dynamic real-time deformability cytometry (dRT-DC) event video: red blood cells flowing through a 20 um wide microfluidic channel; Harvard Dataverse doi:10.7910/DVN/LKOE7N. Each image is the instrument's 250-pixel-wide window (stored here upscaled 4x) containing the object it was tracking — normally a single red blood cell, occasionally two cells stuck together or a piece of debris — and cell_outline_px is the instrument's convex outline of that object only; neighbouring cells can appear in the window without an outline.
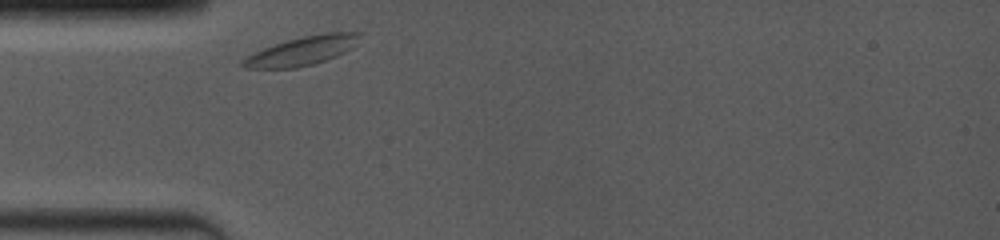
{"species": "common noctule bat (a hibernating species)", "species_latin": "Nyctalus noctula", "temperature_condition": "room temperature", "stored_images_in_passage": 7, "camera_frame_rate_fps": 4000, "um_per_image_px": 0.085, "animal": {"sex": "female", "body_mass_g": 19.0, "forearm_length_mm": 53.3}, "frame": {"image": 1, "passage_image": 1, "time_ms": 0.0, "image_size_px": [1000, 240], "cell_outline_px": [[360, 32], [356, 44], [352, 48], [336, 56], [312, 64], [296, 68], [244, 68], [240, 64], [240, 60], [264, 48], [288, 40], [304, 36], [324, 32]], "centroid_in_image_um": [25.67, 4.32], "position_along_channel_um": 59.3, "area_um2": 19.31}}
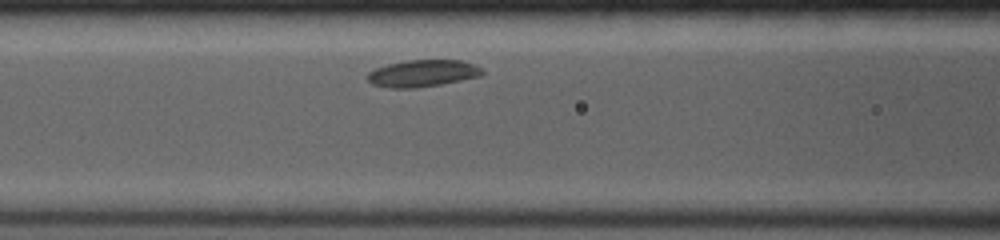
{"frame": {"image": 2, "passage_image": 5, "time_ms": 2.0, "image_size_px": [1000, 240], "cell_outline_px": [[484, 76], [440, 84], [416, 88], [388, 88], [372, 84], [368, 80], [368, 72], [376, 68], [388, 64], [404, 60], [464, 60], [476, 64], [484, 72]], "centroid_in_image_um": [35.96, 6.23], "position_along_channel_um": 130.6, "area_um2": 18.21}}
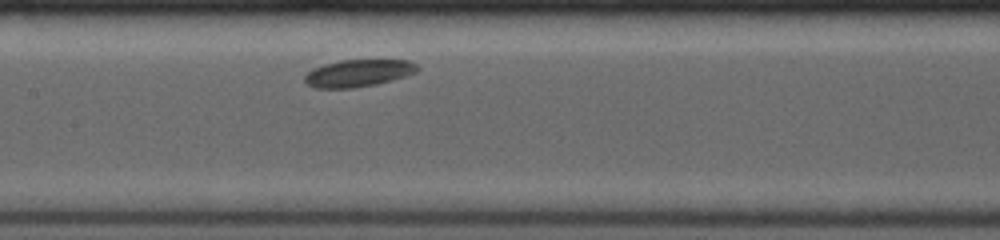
{"frame": {"image": 3, "passage_image": 7, "time_ms": 3.25, "image_size_px": [1000, 240], "cell_outline_px": [[420, 68], [416, 72], [392, 80], [376, 84], [352, 88], [316, 88], [308, 84], [304, 80], [304, 76], [312, 68], [324, 64], [340, 60], [408, 60], [416, 64]], "centroid_in_image_um": [30.44, 6.21], "position_along_channel_um": 177.0, "area_um2": 17.8}}